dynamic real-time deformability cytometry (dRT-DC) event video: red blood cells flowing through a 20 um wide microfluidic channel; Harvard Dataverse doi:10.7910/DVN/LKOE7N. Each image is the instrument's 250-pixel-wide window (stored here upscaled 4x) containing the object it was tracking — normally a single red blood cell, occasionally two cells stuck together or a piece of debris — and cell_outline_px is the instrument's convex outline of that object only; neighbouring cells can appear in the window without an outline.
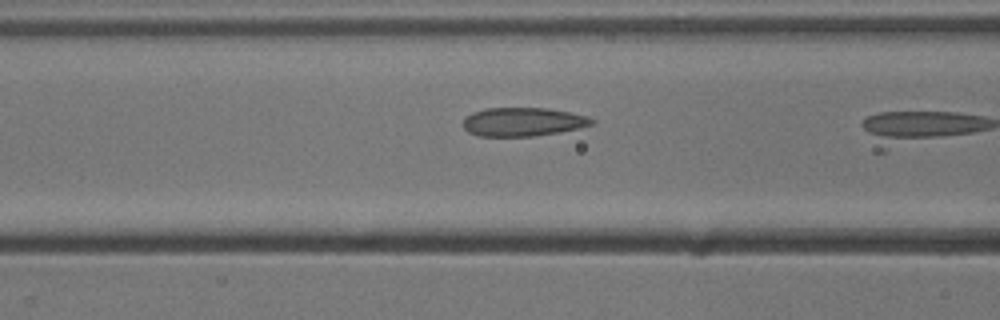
{"species": "common noctule bat (a hibernating species)", "species_latin": "Nyctalus noctula", "temperature_condition": "cold", "stored_images_in_passage": 5, "camera_frame_rate_fps": 3000, "um_per_image_px": 0.085, "animal": {"sex": "male", "body_mass_g": 13.3}, "frame": {"image": 1, "passage_image": 4, "time_ms": 1.0, "image_size_px": [1000, 320], "cell_outline_px": [[596, 124], [580, 128], [532, 136], [476, 136], [468, 132], [464, 128], [464, 120], [472, 112], [484, 108], [548, 108], [588, 116], [596, 120]], "centroid_in_image_um": [44.47, 10.35], "position_along_channel_um": 122.1, "area_um2": 21.5}}